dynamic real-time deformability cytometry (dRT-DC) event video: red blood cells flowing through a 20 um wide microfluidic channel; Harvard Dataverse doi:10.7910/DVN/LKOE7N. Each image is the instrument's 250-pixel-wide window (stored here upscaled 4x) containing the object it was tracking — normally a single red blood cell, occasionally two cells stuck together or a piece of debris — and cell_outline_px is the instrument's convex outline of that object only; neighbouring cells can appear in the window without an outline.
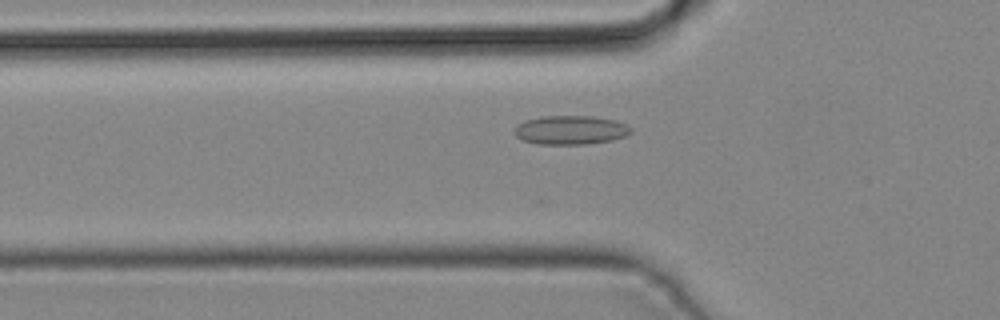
{"species": "common noctule bat (a hibernating species)", "species_latin": "Nyctalus noctula", "temperature_condition": "cold", "stored_images_in_passage": 37, "camera_frame_rate_fps": 3000, "um_per_image_px": 0.085, "animal": {"sex": "male", "body_mass_g": 19.2, "forearm_length_mm": 51.8}, "frame": {"image": 1, "passage_image": 8, "time_ms": 2.333, "image_size_px": [1000, 320], "cell_outline_px": [[632, 132], [624, 136], [612, 140], [584, 144], [536, 144], [524, 140], [516, 136], [512, 132], [516, 124], [524, 120], [544, 116], [592, 116], [616, 120], [628, 124], [632, 128]], "centroid_in_image_um": [48.48, 11.04], "position_along_channel_um": 77.3, "area_um2": 19.83}}
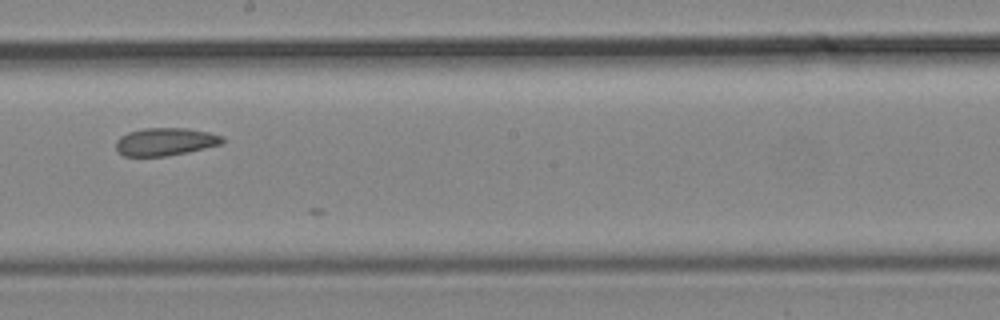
{"frame": {"image": 2, "passage_image": 18, "time_ms": 5.667, "image_size_px": [1000, 320], "cell_outline_px": [[224, 144], [188, 152], [168, 156], [124, 156], [116, 152], [116, 140], [120, 136], [128, 132], [144, 128], [188, 128], [208, 132], [224, 136]], "centroid_in_image_um": [14.06, 12.05], "position_along_channel_um": 234.1, "area_um2": 17.51}}
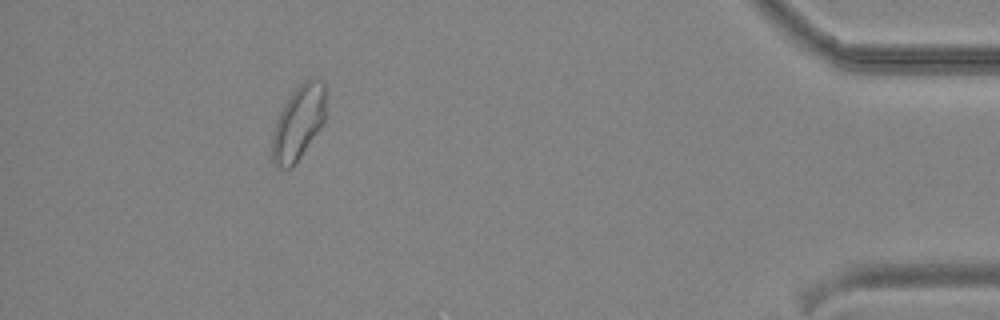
{"frame": {"image": 3, "passage_image": 33, "time_ms": 10.667, "image_size_px": [1000, 320], "cell_outline_px": [[324, 120], [292, 168], [276, 168], [272, 160], [272, 136], [276, 120], [284, 104], [292, 92], [304, 80], [324, 80]], "centroid_in_image_um": [25.32, 10.45], "position_along_channel_um": 409.9, "area_um2": 22.6}}